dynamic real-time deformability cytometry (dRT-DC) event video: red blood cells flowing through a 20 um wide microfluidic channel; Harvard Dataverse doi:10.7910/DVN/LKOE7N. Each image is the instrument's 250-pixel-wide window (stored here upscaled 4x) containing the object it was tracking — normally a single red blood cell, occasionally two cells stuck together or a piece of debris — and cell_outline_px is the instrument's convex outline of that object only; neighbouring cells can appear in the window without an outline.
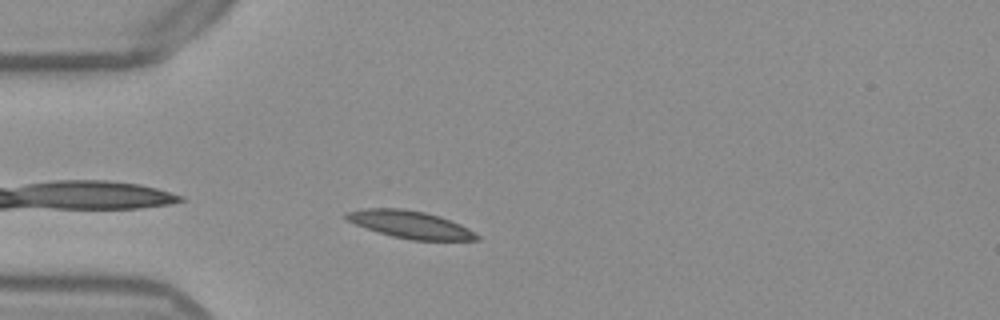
{"species": "Egyptian fruit bat (a non-hibernating species)", "species_latin": "Rousettus aegyptiacus", "temperature_condition": "warm", "stored_images_in_passage": 40, "camera_frame_rate_fps": 3000, "um_per_image_px": 0.085, "frame": {"image": 1, "passage_image": 2, "time_ms": 0.333, "image_size_px": [1000, 320], "cell_outline_px": [[480, 240], [412, 240], [392, 236], [356, 224], [348, 220], [344, 216], [344, 212], [364, 208], [400, 208], [424, 212], [440, 216], [460, 224], [468, 228], [480, 236]], "centroid_in_image_um": [34.88, 19.08], "position_along_channel_um": 50.1, "area_um2": 20.69}}
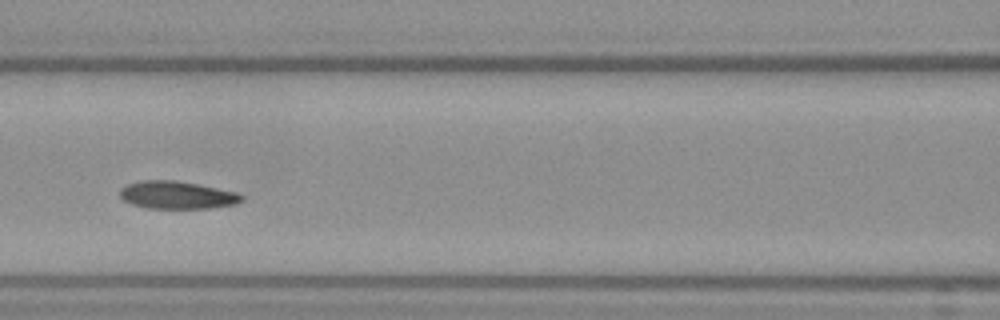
{"frame": {"image": 2, "passage_image": 11, "time_ms": 3.333, "image_size_px": [1000, 320], "cell_outline_px": [[244, 200], [236, 204], [208, 208], [148, 208], [132, 204], [124, 200], [120, 196], [120, 188], [124, 184], [140, 180], [176, 180], [236, 192], [244, 196]], "centroid_in_image_um": [15.02, 16.57], "position_along_channel_um": 151.6, "area_um2": 19.65}}
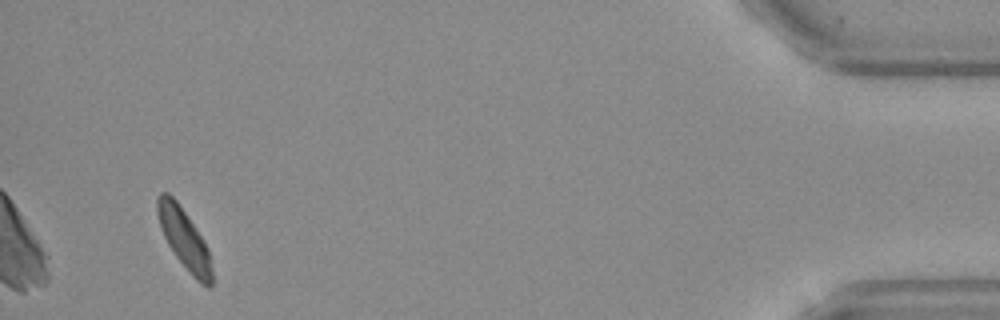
{"frame": {"image": 3, "passage_image": 38, "time_ms": 12.333, "image_size_px": [1000, 320], "cell_outline_px": [[212, 288], [208, 288], [200, 284], [192, 276], [176, 256], [168, 244], [160, 228], [156, 212], [156, 200], [160, 192], [168, 192], [176, 200], [208, 248], [212, 272]], "centroid_in_image_um": [15.64, 20.32], "position_along_channel_um": 419.6, "area_um2": 18.84}, "authors_computed_cell_mechanics": {"area_um2": 19.6809, "velocity_mm_per_s": 3.8154, "shape_relaxation_time_tau1_ms": 2.146, "shape_relaxation_time_tau2_ms": 1.501, "deformation_change_tau1": 0.1078, "deformation_change_tau2": 0.0694}}